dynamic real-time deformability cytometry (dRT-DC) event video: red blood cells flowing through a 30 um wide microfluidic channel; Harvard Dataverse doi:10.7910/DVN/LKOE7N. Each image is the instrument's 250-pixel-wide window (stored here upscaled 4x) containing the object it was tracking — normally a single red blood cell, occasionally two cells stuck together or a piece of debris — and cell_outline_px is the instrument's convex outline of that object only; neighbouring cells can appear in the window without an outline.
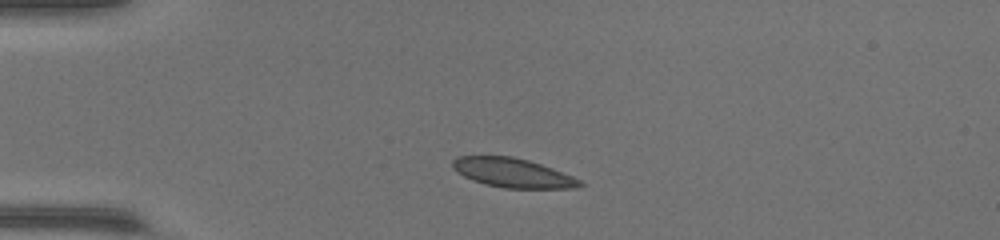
{"species": "common noctule bat (a hibernating species)", "species_latin": "Nyctalus noctula", "temperature_condition": "warm", "stored_images_in_passage": 41, "camera_frame_rate_fps": 3000, "um_per_image_px": 0.085, "animal": {"sex": "female", "body_mass_g": 17.0, "forearm_length_mm": 48.0}, "frame": {"image": 1, "passage_image": 1, "time_ms": 0.0, "image_size_px": [1000, 240], "cell_outline_px": [[584, 184], [576, 188], [504, 188], [484, 184], [472, 180], [464, 176], [452, 168], [452, 160], [456, 156], [512, 156], [528, 160], [552, 168], [572, 176], [580, 180]], "centroid_in_image_um": [43.55, 14.69], "position_along_channel_um": 41.4, "area_um2": 21.62}}
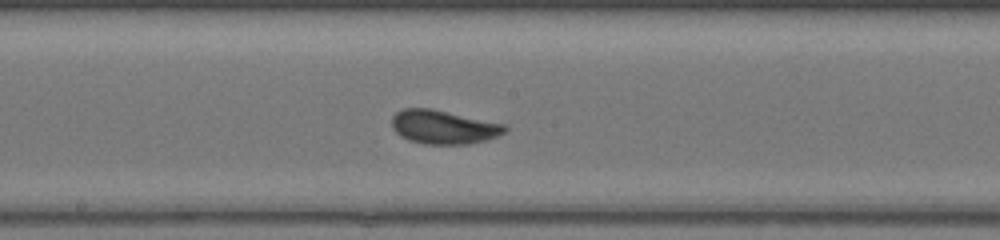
{"frame": {"image": 2, "passage_image": 17, "time_ms": 5.333, "image_size_px": [1000, 240], "cell_outline_px": [[508, 128], [504, 132], [496, 136], [484, 140], [468, 144], [424, 144], [408, 140], [400, 136], [392, 128], [392, 116], [396, 112], [404, 108], [432, 108], [504, 124]], "centroid_in_image_um": [37.65, 10.79], "position_along_channel_um": 210.5, "area_um2": 22.2}}
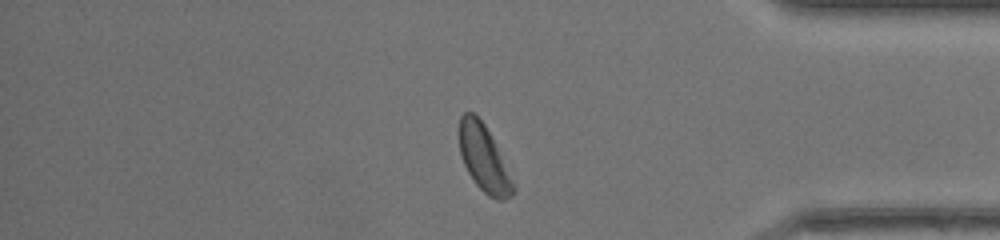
{"frame": {"image": 3, "passage_image": 33, "time_ms": 10.667, "image_size_px": [1000, 240], "cell_outline_px": [[516, 188], [512, 196], [504, 200], [496, 200], [488, 196], [476, 184], [468, 172], [464, 164], [460, 152], [460, 116], [464, 112], [472, 112], [484, 124]], "centroid_in_image_um": [41.12, 13.51], "position_along_channel_um": 394.1, "area_um2": 20.11}}